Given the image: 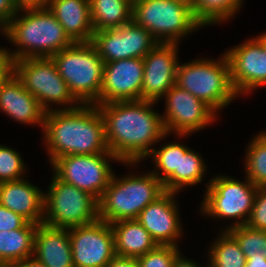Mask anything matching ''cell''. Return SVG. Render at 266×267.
Returning a JSON list of instances; mask_svg holds the SVG:
<instances>
[{
  "label": "cell",
  "mask_w": 266,
  "mask_h": 267,
  "mask_svg": "<svg viewBox=\"0 0 266 267\" xmlns=\"http://www.w3.org/2000/svg\"><path fill=\"white\" fill-rule=\"evenodd\" d=\"M157 102L145 100L114 101L96 105L105 125L106 143L123 165L135 167L146 161L153 145H160L166 133L162 113L154 110Z\"/></svg>",
  "instance_id": "obj_1"
},
{
  "label": "cell",
  "mask_w": 266,
  "mask_h": 267,
  "mask_svg": "<svg viewBox=\"0 0 266 267\" xmlns=\"http://www.w3.org/2000/svg\"><path fill=\"white\" fill-rule=\"evenodd\" d=\"M41 130L50 164L67 155L110 153L104 119L96 105L47 111Z\"/></svg>",
  "instance_id": "obj_2"
},
{
  "label": "cell",
  "mask_w": 266,
  "mask_h": 267,
  "mask_svg": "<svg viewBox=\"0 0 266 267\" xmlns=\"http://www.w3.org/2000/svg\"><path fill=\"white\" fill-rule=\"evenodd\" d=\"M0 33L15 45L9 48L14 61L52 57L74 43L46 5L22 6Z\"/></svg>",
  "instance_id": "obj_3"
},
{
  "label": "cell",
  "mask_w": 266,
  "mask_h": 267,
  "mask_svg": "<svg viewBox=\"0 0 266 267\" xmlns=\"http://www.w3.org/2000/svg\"><path fill=\"white\" fill-rule=\"evenodd\" d=\"M141 174V175H140ZM119 176L113 173L98 200V218L109 224L136 219L139 213L164 192L163 183L150 171Z\"/></svg>",
  "instance_id": "obj_4"
},
{
  "label": "cell",
  "mask_w": 266,
  "mask_h": 267,
  "mask_svg": "<svg viewBox=\"0 0 266 267\" xmlns=\"http://www.w3.org/2000/svg\"><path fill=\"white\" fill-rule=\"evenodd\" d=\"M218 59L205 57L180 63L176 85L208 105L217 115L237 97L231 79L230 65L225 53Z\"/></svg>",
  "instance_id": "obj_5"
},
{
  "label": "cell",
  "mask_w": 266,
  "mask_h": 267,
  "mask_svg": "<svg viewBox=\"0 0 266 267\" xmlns=\"http://www.w3.org/2000/svg\"><path fill=\"white\" fill-rule=\"evenodd\" d=\"M51 58L80 104L99 105L104 62L92 42H74Z\"/></svg>",
  "instance_id": "obj_6"
},
{
  "label": "cell",
  "mask_w": 266,
  "mask_h": 267,
  "mask_svg": "<svg viewBox=\"0 0 266 267\" xmlns=\"http://www.w3.org/2000/svg\"><path fill=\"white\" fill-rule=\"evenodd\" d=\"M132 20L151 33L158 43H178L204 28L192 8L175 0H133Z\"/></svg>",
  "instance_id": "obj_7"
},
{
  "label": "cell",
  "mask_w": 266,
  "mask_h": 267,
  "mask_svg": "<svg viewBox=\"0 0 266 267\" xmlns=\"http://www.w3.org/2000/svg\"><path fill=\"white\" fill-rule=\"evenodd\" d=\"M245 181L228 175H216L209 179L205 194L200 204V212L211 219L234 220L221 231L246 224L258 186H255L246 176Z\"/></svg>",
  "instance_id": "obj_8"
},
{
  "label": "cell",
  "mask_w": 266,
  "mask_h": 267,
  "mask_svg": "<svg viewBox=\"0 0 266 267\" xmlns=\"http://www.w3.org/2000/svg\"><path fill=\"white\" fill-rule=\"evenodd\" d=\"M46 192V193H45ZM43 223L72 228L97 221L98 200L86 191L59 180L53 173L44 191Z\"/></svg>",
  "instance_id": "obj_9"
},
{
  "label": "cell",
  "mask_w": 266,
  "mask_h": 267,
  "mask_svg": "<svg viewBox=\"0 0 266 267\" xmlns=\"http://www.w3.org/2000/svg\"><path fill=\"white\" fill-rule=\"evenodd\" d=\"M14 74L46 112L59 109L61 105L65 108L60 109H73L80 105L58 73L51 57L15 60Z\"/></svg>",
  "instance_id": "obj_10"
},
{
  "label": "cell",
  "mask_w": 266,
  "mask_h": 267,
  "mask_svg": "<svg viewBox=\"0 0 266 267\" xmlns=\"http://www.w3.org/2000/svg\"><path fill=\"white\" fill-rule=\"evenodd\" d=\"M110 161L121 163L112 153L79 154L56 158L51 167L59 180L99 200L115 171Z\"/></svg>",
  "instance_id": "obj_11"
},
{
  "label": "cell",
  "mask_w": 266,
  "mask_h": 267,
  "mask_svg": "<svg viewBox=\"0 0 266 267\" xmlns=\"http://www.w3.org/2000/svg\"><path fill=\"white\" fill-rule=\"evenodd\" d=\"M162 120L166 133L184 138L216 122L217 114L203 101L176 84L163 96Z\"/></svg>",
  "instance_id": "obj_12"
},
{
  "label": "cell",
  "mask_w": 266,
  "mask_h": 267,
  "mask_svg": "<svg viewBox=\"0 0 266 267\" xmlns=\"http://www.w3.org/2000/svg\"><path fill=\"white\" fill-rule=\"evenodd\" d=\"M104 63L119 59L144 58L158 41L133 20L119 28L94 31L91 41Z\"/></svg>",
  "instance_id": "obj_13"
},
{
  "label": "cell",
  "mask_w": 266,
  "mask_h": 267,
  "mask_svg": "<svg viewBox=\"0 0 266 267\" xmlns=\"http://www.w3.org/2000/svg\"><path fill=\"white\" fill-rule=\"evenodd\" d=\"M74 267H105L116 255L111 225L97 221L69 228Z\"/></svg>",
  "instance_id": "obj_14"
},
{
  "label": "cell",
  "mask_w": 266,
  "mask_h": 267,
  "mask_svg": "<svg viewBox=\"0 0 266 267\" xmlns=\"http://www.w3.org/2000/svg\"><path fill=\"white\" fill-rule=\"evenodd\" d=\"M232 86L240 97L266 86V52L254 37L224 51Z\"/></svg>",
  "instance_id": "obj_15"
},
{
  "label": "cell",
  "mask_w": 266,
  "mask_h": 267,
  "mask_svg": "<svg viewBox=\"0 0 266 267\" xmlns=\"http://www.w3.org/2000/svg\"><path fill=\"white\" fill-rule=\"evenodd\" d=\"M178 43H158L144 58L141 100L159 102L176 84ZM179 59V60H178Z\"/></svg>",
  "instance_id": "obj_16"
},
{
  "label": "cell",
  "mask_w": 266,
  "mask_h": 267,
  "mask_svg": "<svg viewBox=\"0 0 266 267\" xmlns=\"http://www.w3.org/2000/svg\"><path fill=\"white\" fill-rule=\"evenodd\" d=\"M143 58L104 63L99 105L114 101L141 100Z\"/></svg>",
  "instance_id": "obj_17"
},
{
  "label": "cell",
  "mask_w": 266,
  "mask_h": 267,
  "mask_svg": "<svg viewBox=\"0 0 266 267\" xmlns=\"http://www.w3.org/2000/svg\"><path fill=\"white\" fill-rule=\"evenodd\" d=\"M176 197L177 193L165 191L136 218L157 245L178 247V240L184 234Z\"/></svg>",
  "instance_id": "obj_18"
},
{
  "label": "cell",
  "mask_w": 266,
  "mask_h": 267,
  "mask_svg": "<svg viewBox=\"0 0 266 267\" xmlns=\"http://www.w3.org/2000/svg\"><path fill=\"white\" fill-rule=\"evenodd\" d=\"M0 111L20 124L43 129L46 111L14 73L0 87Z\"/></svg>",
  "instance_id": "obj_19"
},
{
  "label": "cell",
  "mask_w": 266,
  "mask_h": 267,
  "mask_svg": "<svg viewBox=\"0 0 266 267\" xmlns=\"http://www.w3.org/2000/svg\"><path fill=\"white\" fill-rule=\"evenodd\" d=\"M43 202L44 191L25 178L0 183V205L28 222L43 223Z\"/></svg>",
  "instance_id": "obj_20"
},
{
  "label": "cell",
  "mask_w": 266,
  "mask_h": 267,
  "mask_svg": "<svg viewBox=\"0 0 266 267\" xmlns=\"http://www.w3.org/2000/svg\"><path fill=\"white\" fill-rule=\"evenodd\" d=\"M33 256L46 267H74L69 229L38 224Z\"/></svg>",
  "instance_id": "obj_21"
},
{
  "label": "cell",
  "mask_w": 266,
  "mask_h": 267,
  "mask_svg": "<svg viewBox=\"0 0 266 267\" xmlns=\"http://www.w3.org/2000/svg\"><path fill=\"white\" fill-rule=\"evenodd\" d=\"M47 8L73 42H91L94 34L89 0H49Z\"/></svg>",
  "instance_id": "obj_22"
},
{
  "label": "cell",
  "mask_w": 266,
  "mask_h": 267,
  "mask_svg": "<svg viewBox=\"0 0 266 267\" xmlns=\"http://www.w3.org/2000/svg\"><path fill=\"white\" fill-rule=\"evenodd\" d=\"M110 225L118 256L138 258L157 246L150 233L137 219L121 220Z\"/></svg>",
  "instance_id": "obj_23"
},
{
  "label": "cell",
  "mask_w": 266,
  "mask_h": 267,
  "mask_svg": "<svg viewBox=\"0 0 266 267\" xmlns=\"http://www.w3.org/2000/svg\"><path fill=\"white\" fill-rule=\"evenodd\" d=\"M198 152L180 143L179 172H173L164 182L165 191L179 193L186 187L201 183L208 168Z\"/></svg>",
  "instance_id": "obj_24"
},
{
  "label": "cell",
  "mask_w": 266,
  "mask_h": 267,
  "mask_svg": "<svg viewBox=\"0 0 266 267\" xmlns=\"http://www.w3.org/2000/svg\"><path fill=\"white\" fill-rule=\"evenodd\" d=\"M37 225L27 222L20 229L0 231V267L33 256Z\"/></svg>",
  "instance_id": "obj_25"
},
{
  "label": "cell",
  "mask_w": 266,
  "mask_h": 267,
  "mask_svg": "<svg viewBox=\"0 0 266 267\" xmlns=\"http://www.w3.org/2000/svg\"><path fill=\"white\" fill-rule=\"evenodd\" d=\"M94 31L119 28L132 20L133 0H89Z\"/></svg>",
  "instance_id": "obj_26"
},
{
  "label": "cell",
  "mask_w": 266,
  "mask_h": 267,
  "mask_svg": "<svg viewBox=\"0 0 266 267\" xmlns=\"http://www.w3.org/2000/svg\"><path fill=\"white\" fill-rule=\"evenodd\" d=\"M244 0H197L192 11L203 26L217 25L230 21L242 8Z\"/></svg>",
  "instance_id": "obj_27"
},
{
  "label": "cell",
  "mask_w": 266,
  "mask_h": 267,
  "mask_svg": "<svg viewBox=\"0 0 266 267\" xmlns=\"http://www.w3.org/2000/svg\"><path fill=\"white\" fill-rule=\"evenodd\" d=\"M212 243L208 250V267H245L246 257L228 231L220 232Z\"/></svg>",
  "instance_id": "obj_28"
},
{
  "label": "cell",
  "mask_w": 266,
  "mask_h": 267,
  "mask_svg": "<svg viewBox=\"0 0 266 267\" xmlns=\"http://www.w3.org/2000/svg\"><path fill=\"white\" fill-rule=\"evenodd\" d=\"M245 151V176L258 187H266V131H260Z\"/></svg>",
  "instance_id": "obj_29"
},
{
  "label": "cell",
  "mask_w": 266,
  "mask_h": 267,
  "mask_svg": "<svg viewBox=\"0 0 266 267\" xmlns=\"http://www.w3.org/2000/svg\"><path fill=\"white\" fill-rule=\"evenodd\" d=\"M147 157L153 159L155 166L151 172L163 183L173 172H179L180 142L170 141L161 148H153Z\"/></svg>",
  "instance_id": "obj_30"
},
{
  "label": "cell",
  "mask_w": 266,
  "mask_h": 267,
  "mask_svg": "<svg viewBox=\"0 0 266 267\" xmlns=\"http://www.w3.org/2000/svg\"><path fill=\"white\" fill-rule=\"evenodd\" d=\"M239 243L246 260L254 256H266V231L240 225L227 230Z\"/></svg>",
  "instance_id": "obj_31"
},
{
  "label": "cell",
  "mask_w": 266,
  "mask_h": 267,
  "mask_svg": "<svg viewBox=\"0 0 266 267\" xmlns=\"http://www.w3.org/2000/svg\"><path fill=\"white\" fill-rule=\"evenodd\" d=\"M26 169L18 151L0 144V183L25 178Z\"/></svg>",
  "instance_id": "obj_32"
},
{
  "label": "cell",
  "mask_w": 266,
  "mask_h": 267,
  "mask_svg": "<svg viewBox=\"0 0 266 267\" xmlns=\"http://www.w3.org/2000/svg\"><path fill=\"white\" fill-rule=\"evenodd\" d=\"M181 252L179 247L157 245L137 258L138 267H172L175 257Z\"/></svg>",
  "instance_id": "obj_33"
},
{
  "label": "cell",
  "mask_w": 266,
  "mask_h": 267,
  "mask_svg": "<svg viewBox=\"0 0 266 267\" xmlns=\"http://www.w3.org/2000/svg\"><path fill=\"white\" fill-rule=\"evenodd\" d=\"M251 228L266 231V187H258L254 205L246 222Z\"/></svg>",
  "instance_id": "obj_34"
},
{
  "label": "cell",
  "mask_w": 266,
  "mask_h": 267,
  "mask_svg": "<svg viewBox=\"0 0 266 267\" xmlns=\"http://www.w3.org/2000/svg\"><path fill=\"white\" fill-rule=\"evenodd\" d=\"M28 221L20 214L14 213L0 205V231H10L22 228Z\"/></svg>",
  "instance_id": "obj_35"
},
{
  "label": "cell",
  "mask_w": 266,
  "mask_h": 267,
  "mask_svg": "<svg viewBox=\"0 0 266 267\" xmlns=\"http://www.w3.org/2000/svg\"><path fill=\"white\" fill-rule=\"evenodd\" d=\"M21 8L18 0H0V32Z\"/></svg>",
  "instance_id": "obj_36"
},
{
  "label": "cell",
  "mask_w": 266,
  "mask_h": 267,
  "mask_svg": "<svg viewBox=\"0 0 266 267\" xmlns=\"http://www.w3.org/2000/svg\"><path fill=\"white\" fill-rule=\"evenodd\" d=\"M14 73V60L9 48L0 47V87Z\"/></svg>",
  "instance_id": "obj_37"
},
{
  "label": "cell",
  "mask_w": 266,
  "mask_h": 267,
  "mask_svg": "<svg viewBox=\"0 0 266 267\" xmlns=\"http://www.w3.org/2000/svg\"><path fill=\"white\" fill-rule=\"evenodd\" d=\"M105 267H138L137 258L115 255Z\"/></svg>",
  "instance_id": "obj_38"
},
{
  "label": "cell",
  "mask_w": 266,
  "mask_h": 267,
  "mask_svg": "<svg viewBox=\"0 0 266 267\" xmlns=\"http://www.w3.org/2000/svg\"><path fill=\"white\" fill-rule=\"evenodd\" d=\"M6 267H46L34 256L9 263Z\"/></svg>",
  "instance_id": "obj_39"
},
{
  "label": "cell",
  "mask_w": 266,
  "mask_h": 267,
  "mask_svg": "<svg viewBox=\"0 0 266 267\" xmlns=\"http://www.w3.org/2000/svg\"><path fill=\"white\" fill-rule=\"evenodd\" d=\"M199 263H197V260L195 262V260L190 258H186L184 257L183 254H181V252L175 257L172 267H203L202 265H198ZM205 267H208V265L206 264Z\"/></svg>",
  "instance_id": "obj_40"
},
{
  "label": "cell",
  "mask_w": 266,
  "mask_h": 267,
  "mask_svg": "<svg viewBox=\"0 0 266 267\" xmlns=\"http://www.w3.org/2000/svg\"><path fill=\"white\" fill-rule=\"evenodd\" d=\"M245 267H266V256H252L246 260Z\"/></svg>",
  "instance_id": "obj_41"
},
{
  "label": "cell",
  "mask_w": 266,
  "mask_h": 267,
  "mask_svg": "<svg viewBox=\"0 0 266 267\" xmlns=\"http://www.w3.org/2000/svg\"><path fill=\"white\" fill-rule=\"evenodd\" d=\"M20 6H41L46 5L49 0H18Z\"/></svg>",
  "instance_id": "obj_42"
},
{
  "label": "cell",
  "mask_w": 266,
  "mask_h": 267,
  "mask_svg": "<svg viewBox=\"0 0 266 267\" xmlns=\"http://www.w3.org/2000/svg\"><path fill=\"white\" fill-rule=\"evenodd\" d=\"M255 38L261 43L264 51L266 52V32L261 35L255 36Z\"/></svg>",
  "instance_id": "obj_43"
},
{
  "label": "cell",
  "mask_w": 266,
  "mask_h": 267,
  "mask_svg": "<svg viewBox=\"0 0 266 267\" xmlns=\"http://www.w3.org/2000/svg\"><path fill=\"white\" fill-rule=\"evenodd\" d=\"M175 1H178V2H181L183 4H186L187 6H189L190 8L193 9L195 3L197 0H175Z\"/></svg>",
  "instance_id": "obj_44"
}]
</instances>
